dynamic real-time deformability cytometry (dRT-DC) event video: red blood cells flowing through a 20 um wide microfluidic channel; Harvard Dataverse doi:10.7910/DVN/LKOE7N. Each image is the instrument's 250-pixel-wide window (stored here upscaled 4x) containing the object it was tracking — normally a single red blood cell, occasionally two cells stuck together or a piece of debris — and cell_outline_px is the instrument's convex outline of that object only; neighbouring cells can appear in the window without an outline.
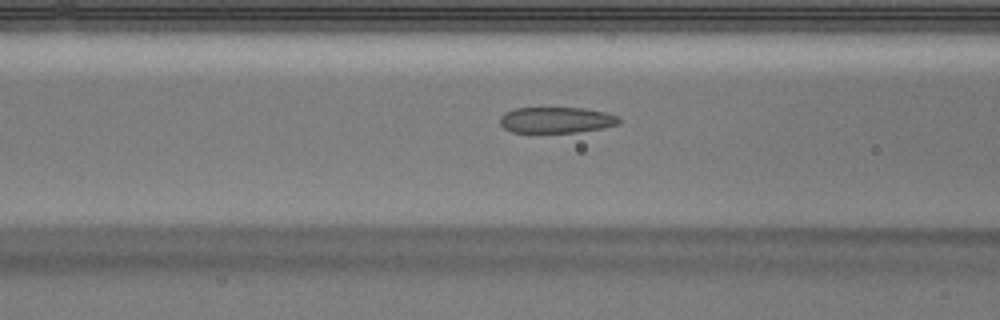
{"species": "Egyptian fruit bat (a non-hibernating species)", "species_latin": "Rousettus aegyptiacus", "temperature_condition": "warm", "stored_images_in_passage": 16, "camera_frame_rate_fps": 3000, "um_per_image_px": 0.085, "animal": {"sex": "male"}, "frame": {"image": 1, "passage_image": 14, "time_ms": 4.333, "image_size_px": [1000, 320], "cell_outline_px": [[620, 124], [604, 128], [576, 132], [512, 132], [504, 128], [500, 124], [500, 116], [504, 112], [516, 108], [584, 108], [604, 112], [620, 116]], "centroid_in_image_um": [47.3, 10.2], "position_along_channel_um": 119.3, "area_um2": 18.09}}